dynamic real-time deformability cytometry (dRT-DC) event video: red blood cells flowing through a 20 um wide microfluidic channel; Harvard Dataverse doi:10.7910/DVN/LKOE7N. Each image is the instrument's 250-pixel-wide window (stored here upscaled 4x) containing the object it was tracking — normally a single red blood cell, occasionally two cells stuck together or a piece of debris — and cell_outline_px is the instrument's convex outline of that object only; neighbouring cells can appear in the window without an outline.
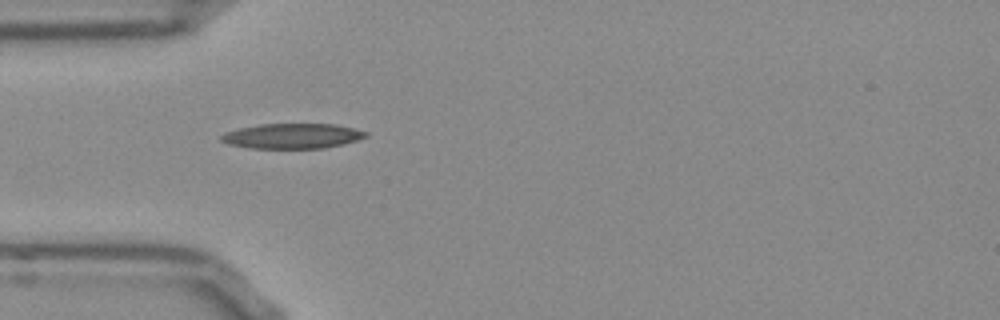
{"species": "Egyptian fruit bat (a non-hibernating species)", "species_latin": "Rousettus aegyptiacus", "temperature_condition": "room temperature", "stored_images_in_passage": 41, "camera_frame_rate_fps": 3000, "um_per_image_px": 0.085, "frame": {"image": 1, "passage_image": 4, "time_ms": 1.0, "image_size_px": [1000, 320], "cell_outline_px": [[368, 136], [344, 144], [324, 148], [248, 148], [228, 144], [220, 140], [220, 136], [224, 132], [240, 128], [260, 124], [336, 124], [368, 132]], "centroid_in_image_um": [24.83, 11.56], "position_along_channel_um": 60.2, "area_um2": 21.15}}
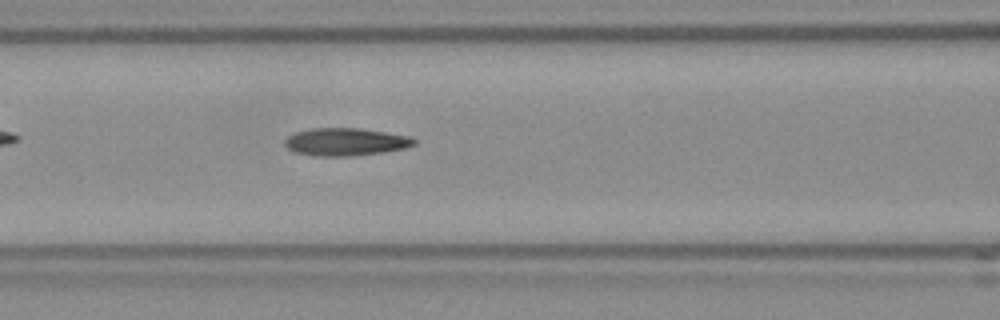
{"frame": {"image": 2, "passage_image": 10, "time_ms": 3.0, "image_size_px": [1000, 320], "cell_outline_px": [[416, 144], [404, 148], [384, 152], [352, 156], [320, 156], [296, 152], [288, 148], [284, 144], [284, 140], [288, 136], [296, 132], [312, 128], [360, 128], [408, 136], [416, 140]], "centroid_in_image_um": [29.37, 12.06], "position_along_channel_um": 137.2, "area_um2": 20.69}}
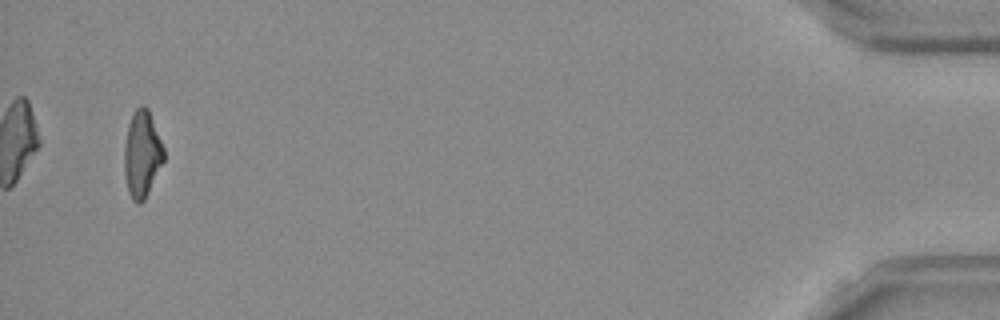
{"frame": {"image": 3, "passage_image": 39, "time_ms": 12.667, "image_size_px": [1000, 320], "cell_outline_px": [[164, 160], [144, 200], [140, 204], [136, 204], [132, 200], [128, 192], [124, 176], [124, 148], [128, 124], [136, 108], [140, 104], [144, 104], [148, 108], [164, 148]], "centroid_in_image_um": [12.06, 13.1], "position_along_channel_um": 423.1, "area_um2": 20.0}, "authors_computed_cell_mechanics": {"area_um2": 20.23, "velocity_mm_per_s": 3.8753, "shape_relaxation_time_tau1_ms": null, "shape_relaxation_time_tau2_ms": 3.868, "deformation_change_tau1": null, "deformation_change_tau2": 0.1412}}